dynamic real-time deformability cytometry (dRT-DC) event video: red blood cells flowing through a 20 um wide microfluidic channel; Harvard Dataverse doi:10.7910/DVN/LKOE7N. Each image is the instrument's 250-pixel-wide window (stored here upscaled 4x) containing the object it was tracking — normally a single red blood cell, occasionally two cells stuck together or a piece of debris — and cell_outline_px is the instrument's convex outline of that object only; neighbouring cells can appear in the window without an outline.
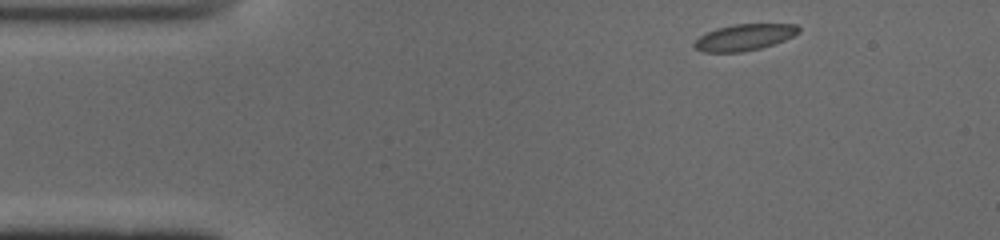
{"species": "common noctule bat (a hibernating species)", "species_latin": "Nyctalus noctula", "temperature_condition": "cold", "stored_images_in_passage": 45, "camera_frame_rate_fps": 3000, "um_per_image_px": 0.085, "animal": {"sex": "male", "body_mass_g": 19.0, "forearm_length_mm": 50.8}, "frame": {"image": 1, "passage_image": 1, "time_ms": 0.0, "image_size_px": [1000, 240], "cell_outline_px": [[800, 28], [796, 32], [772, 44], [756, 48], [732, 52], [708, 52], [696, 48], [696, 40], [720, 28], [740, 24], [792, 24]], "centroid_in_image_um": [63.27, 3.16], "position_along_channel_um": 21.7, "area_um2": 14.62}}
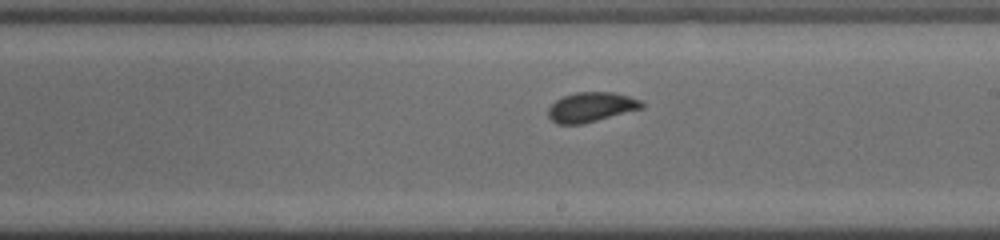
{"frame": {"image": 2, "passage_image": 23, "time_ms": 7.333, "image_size_px": [1000, 240], "cell_outline_px": [[640, 108], [576, 124], [560, 124], [548, 112], [552, 104], [568, 96], [584, 92], [604, 92], [624, 96], [636, 100], [640, 104]], "centroid_in_image_um": [50.19, 9.1], "position_along_channel_um": 238.8, "area_um2": 14.33}}
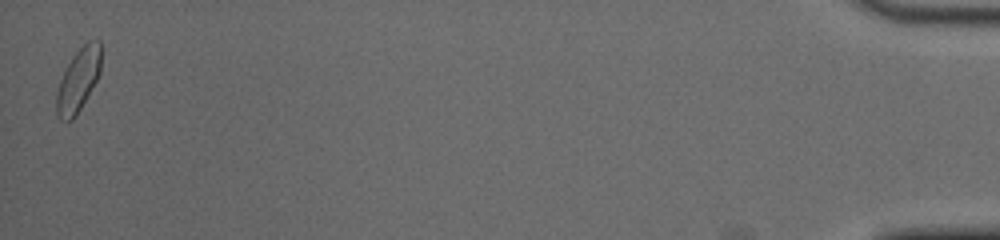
{"frame": {"image": 3, "passage_image": 45, "time_ms": 14.667, "image_size_px": [1000, 240], "cell_outline_px": [[100, 68], [96, 80], [80, 108], [68, 120], [56, 104], [56, 100], [60, 84], [64, 72], [72, 60], [84, 44], [100, 44]], "centroid_in_image_um": [6.69, 6.76], "position_along_channel_um": 428.5, "area_um2": 14.28}, "authors_computed_cell_mechanics": {"area_um2": 14.2188, "velocity_mm_per_s": 3.9077, "shape_relaxation_time_tau1_ms": 2.991, "shape_relaxation_time_tau2_ms": 0.9284, "deformation_change_tau1": 0.0991, "deformation_change_tau2": 0.0514}}